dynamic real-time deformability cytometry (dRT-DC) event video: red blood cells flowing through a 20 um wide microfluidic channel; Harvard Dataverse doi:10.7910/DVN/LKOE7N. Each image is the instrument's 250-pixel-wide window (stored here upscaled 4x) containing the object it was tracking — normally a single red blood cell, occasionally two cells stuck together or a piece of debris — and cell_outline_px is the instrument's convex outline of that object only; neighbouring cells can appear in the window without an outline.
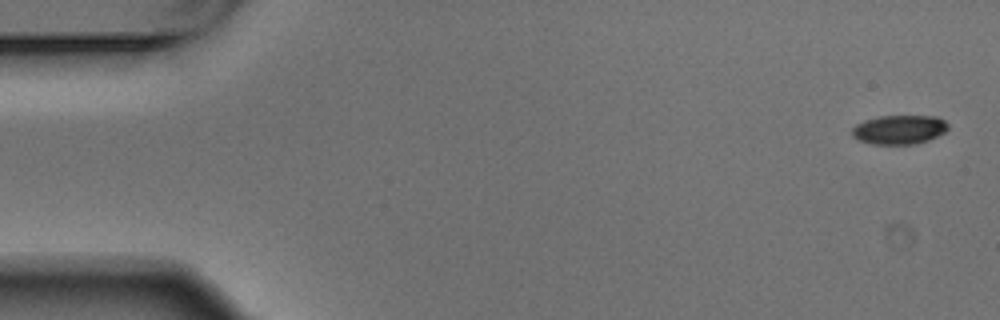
{"species": "Egyptian fruit bat (a non-hibernating species)", "species_latin": "Rousettus aegyptiacus", "temperature_condition": "warm", "stored_images_in_passage": 5, "segment_of_instrument_passage": [2, 2], "camera_frame_rate_fps": 3000, "um_per_image_px": 0.085, "animal": {"sex": "male"}, "frame": {"image": 1, "passage_image": 5, "time_ms": 1.333, "image_size_px": [1000, 320], "cell_outline_px": [[948, 128], [944, 132], [928, 140], [916, 144], [872, 144], [860, 140], [852, 136], [852, 128], [856, 124], [864, 120], [880, 116], [940, 116], [948, 124]], "centroid_in_image_um": [76.44, 11.01], "position_along_channel_um": 8.6, "area_um2": 16.3}}